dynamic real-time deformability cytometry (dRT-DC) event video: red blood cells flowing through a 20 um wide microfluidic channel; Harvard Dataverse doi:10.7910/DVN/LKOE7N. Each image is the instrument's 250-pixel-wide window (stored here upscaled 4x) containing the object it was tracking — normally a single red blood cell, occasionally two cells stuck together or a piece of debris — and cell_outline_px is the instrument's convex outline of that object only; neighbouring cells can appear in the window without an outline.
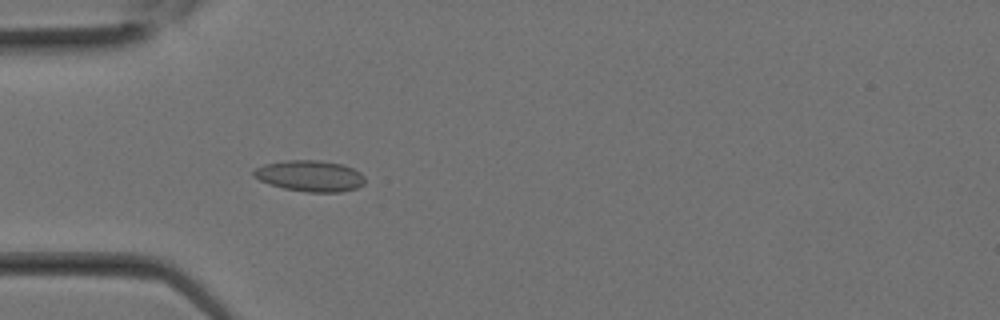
{"species": "Egyptian fruit bat (a non-hibernating species)", "species_latin": "Rousettus aegyptiacus", "temperature_condition": "room temperature", "stored_images_in_passage": 8, "camera_frame_rate_fps": 3000, "um_per_image_px": 0.085, "animal": {"sex": "female"}, "frame": {"image": 1, "passage_image": 8, "time_ms": 2.333, "image_size_px": [1000, 320], "cell_outline_px": [[364, 184], [356, 188], [340, 192], [308, 192], [284, 188], [268, 184], [252, 176], [252, 172], [256, 168], [264, 164], [288, 160], [320, 160], [344, 164], [360, 172], [364, 176]], "centroid_in_image_um": [26.35, 14.95], "position_along_channel_um": 58.7, "area_um2": 20.23}}